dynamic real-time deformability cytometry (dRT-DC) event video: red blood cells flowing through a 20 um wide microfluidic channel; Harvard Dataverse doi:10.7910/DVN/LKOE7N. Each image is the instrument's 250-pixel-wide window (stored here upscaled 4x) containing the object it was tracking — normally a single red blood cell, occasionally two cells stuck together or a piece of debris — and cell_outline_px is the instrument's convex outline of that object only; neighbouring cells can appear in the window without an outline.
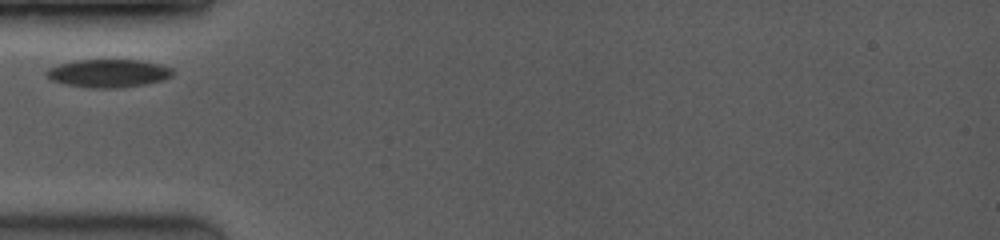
{"species": "common noctule bat (a hibernating species)", "species_latin": "Nyctalus noctula", "temperature_condition": "room temperature", "stored_images_in_passage": 38, "camera_frame_rate_fps": 3500, "um_per_image_px": 0.085, "animal": {"sex": "female", "body_mass_g": 19.0, "forearm_length_mm": 53.3}, "frame": {"image": 1, "passage_image": 1, "time_ms": 0.0, "image_size_px": [1000, 240], "cell_outline_px": [[176, 72], [172, 76], [164, 80], [144, 84], [116, 88], [92, 88], [64, 84], [52, 80], [44, 76], [44, 72], [48, 68], [60, 64], [76, 60], [140, 60], [160, 64], [172, 68]], "centroid_in_image_um": [9.22, 6.23], "position_along_channel_um": 75.8, "area_um2": 20.81}}
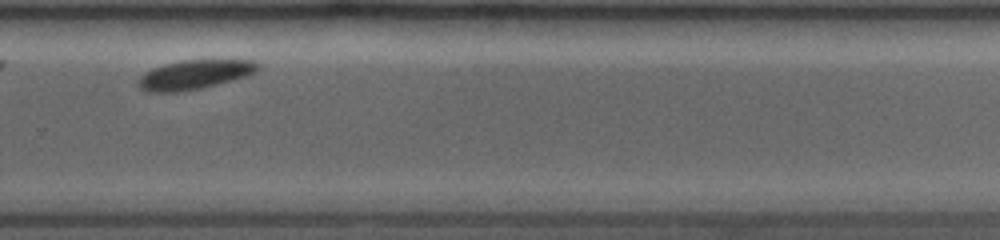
{"frame": {"image": 2, "passage_image": 31, "time_ms": 6.286, "image_size_px": [1000, 240], "cell_outline_px": [[260, 68], [244, 76], [232, 80], [200, 88], [180, 92], [144, 92], [136, 84], [136, 80], [144, 72], [152, 68], [164, 64], [180, 60], [252, 60], [260, 64]], "centroid_in_image_um": [16.44, 6.34], "position_along_channel_um": 313.4, "area_um2": 20.4}}
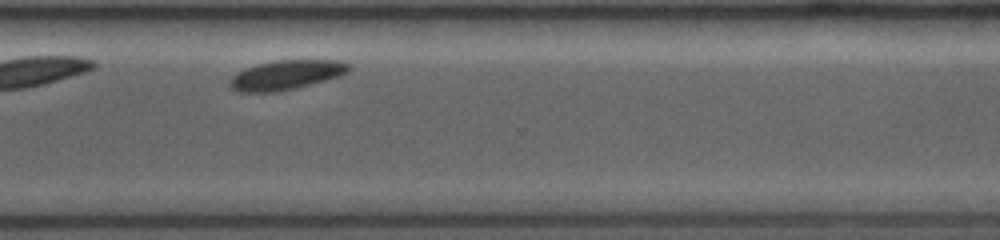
{"frame": {"image": 3, "passage_image": 37, "time_ms": 7.143, "image_size_px": [1000, 240], "cell_outline_px": [[352, 68], [348, 72], [340, 76], [296, 88], [276, 92], [236, 92], [228, 84], [228, 80], [236, 72], [244, 68], [276, 60], [340, 60], [352, 64]], "centroid_in_image_um": [24.33, 6.37], "position_along_channel_um": 346.3, "area_um2": 20.69}}